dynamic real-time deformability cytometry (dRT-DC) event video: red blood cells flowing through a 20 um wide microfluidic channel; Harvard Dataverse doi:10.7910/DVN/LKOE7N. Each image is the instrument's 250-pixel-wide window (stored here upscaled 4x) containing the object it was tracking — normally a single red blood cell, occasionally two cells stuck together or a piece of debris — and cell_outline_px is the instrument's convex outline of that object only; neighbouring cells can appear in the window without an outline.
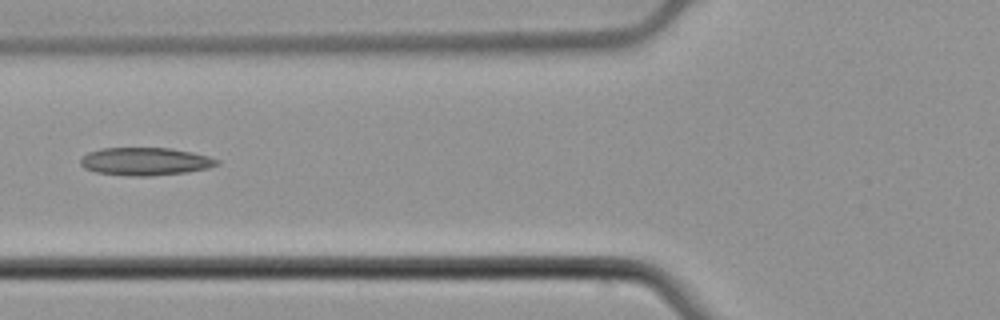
{"species": "common noctule bat (a hibernating species)", "species_latin": "Nyctalus noctula", "temperature_condition": "cold", "stored_images_in_passage": 6, "camera_frame_rate_fps": 3000, "um_per_image_px": 0.085, "animal": {"sex": "male", "body_mass_g": 21.5, "forearm_length_mm": 52.0}, "frame": {"image": 1, "passage_image": 6, "time_ms": 1.667, "image_size_px": [1000, 320], "cell_outline_px": [[220, 164], [208, 168], [188, 172], [152, 176], [128, 176], [96, 172], [84, 168], [80, 164], [80, 160], [88, 152], [100, 148], [172, 148], [192, 152], [208, 156], [220, 160]], "centroid_in_image_um": [12.36, 13.72], "position_along_channel_um": 113.4, "area_um2": 22.31}}